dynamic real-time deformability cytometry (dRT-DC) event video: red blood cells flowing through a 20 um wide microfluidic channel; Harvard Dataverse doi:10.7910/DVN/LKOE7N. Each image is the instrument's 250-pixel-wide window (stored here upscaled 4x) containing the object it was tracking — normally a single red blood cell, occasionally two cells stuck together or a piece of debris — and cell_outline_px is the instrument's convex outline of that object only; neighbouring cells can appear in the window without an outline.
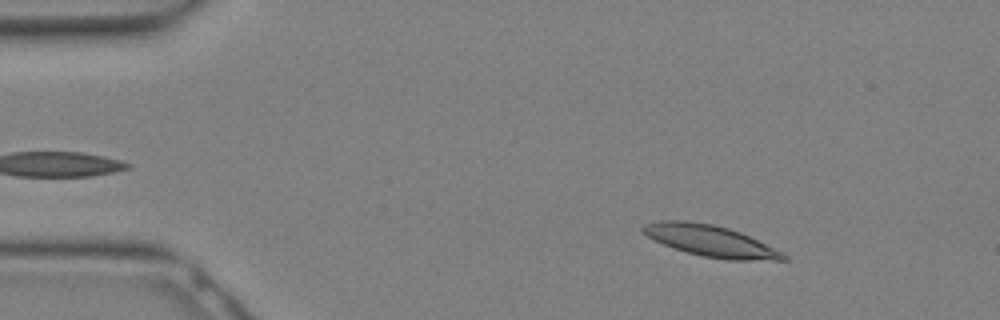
{"species": "Egyptian fruit bat (a non-hibernating species)", "species_latin": "Rousettus aegyptiacus", "temperature_condition": "warm", "stored_images_in_passage": 16, "camera_frame_rate_fps": 3000, "um_per_image_px": 0.085, "animal": {"sex": "female"}, "frame": {"image": 1, "passage_image": 4, "time_ms": 1.0, "image_size_px": [1000, 320], "cell_outline_px": [[788, 260], [728, 260], [704, 256], [688, 252], [664, 244], [640, 232], [640, 228], [644, 224], [660, 220], [684, 220], [712, 224], [728, 228], [740, 232], [784, 252], [788, 256]], "centroid_in_image_um": [60.41, 20.47], "position_along_channel_um": 24.6, "area_um2": 25.49}}
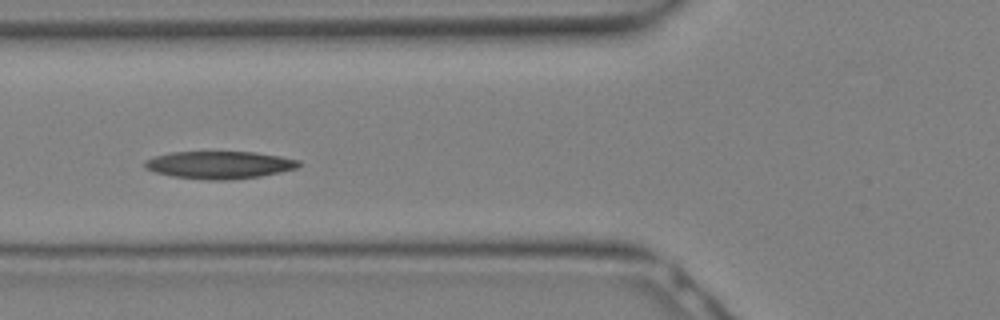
{"frame": {"image": 2, "passage_image": 11, "time_ms": 3.333, "image_size_px": [1000, 320], "cell_outline_px": [[304, 164], [296, 168], [280, 172], [260, 176], [228, 180], [208, 180], [172, 176], [156, 172], [144, 168], [144, 160], [152, 156], [172, 152], [256, 152], [280, 156], [300, 160]], "centroid_in_image_um": [18.65, 14.01], "position_along_channel_um": 107.1, "area_um2": 24.85}}
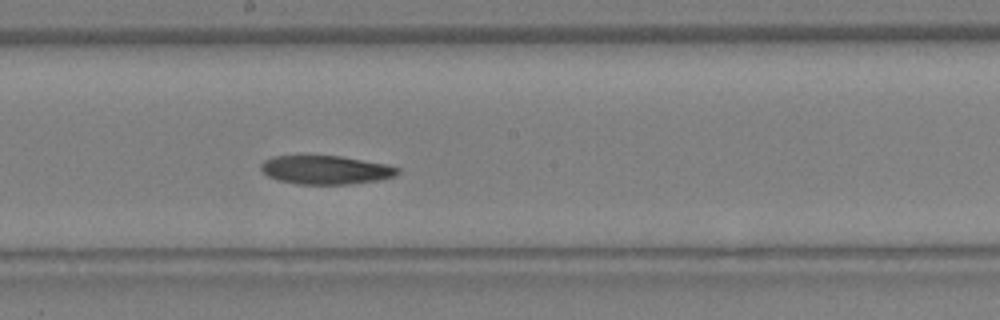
{"frame": {"image": 3, "passage_image": 16, "time_ms": 5.0, "image_size_px": [1000, 320], "cell_outline_px": [[400, 172], [396, 176], [380, 180], [352, 184], [296, 184], [280, 180], [268, 176], [260, 168], [260, 164], [264, 160], [272, 156], [340, 156], [388, 164], [400, 168]], "centroid_in_image_um": [27.73, 14.44], "position_along_channel_um": 220.5, "area_um2": 22.95}}